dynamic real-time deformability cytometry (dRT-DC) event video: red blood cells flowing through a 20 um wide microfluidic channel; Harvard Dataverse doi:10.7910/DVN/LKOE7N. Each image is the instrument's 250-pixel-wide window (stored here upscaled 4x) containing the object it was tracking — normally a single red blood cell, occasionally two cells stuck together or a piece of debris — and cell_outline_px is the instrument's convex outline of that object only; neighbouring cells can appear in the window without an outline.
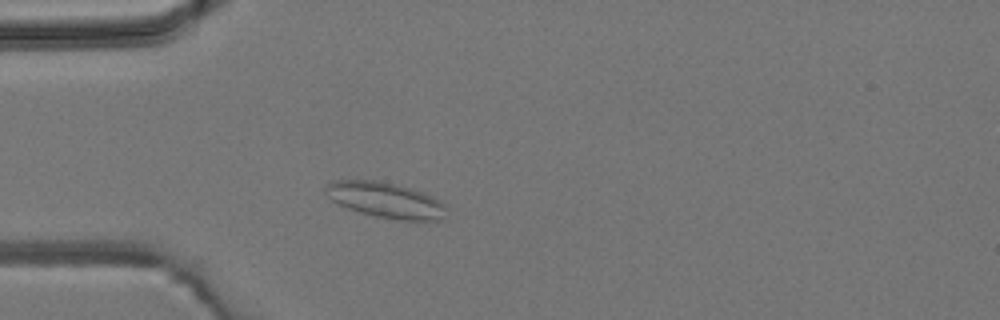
{"species": "common noctule bat (a hibernating species)", "species_latin": "Nyctalus noctula", "temperature_condition": "room temperature", "stored_images_in_passage": 3, "camera_frame_rate_fps": 3000, "um_per_image_px": 0.085, "animal": {"sex": "male", "body_mass_g": 19.2, "forearm_length_mm": 51.8}, "frame": {"image": 1, "passage_image": 3, "time_ms": 2.333, "image_size_px": [1000, 320], "cell_outline_px": [[448, 208], [444, 220], [416, 224], [376, 216], [360, 212], [348, 208], [332, 200], [324, 192], [324, 188], [332, 180], [372, 180], [392, 184], [408, 188], [432, 196], [440, 200]], "centroid_in_image_um": [32.87, 17.07], "position_along_channel_um": 52.1, "area_um2": 25.55}}